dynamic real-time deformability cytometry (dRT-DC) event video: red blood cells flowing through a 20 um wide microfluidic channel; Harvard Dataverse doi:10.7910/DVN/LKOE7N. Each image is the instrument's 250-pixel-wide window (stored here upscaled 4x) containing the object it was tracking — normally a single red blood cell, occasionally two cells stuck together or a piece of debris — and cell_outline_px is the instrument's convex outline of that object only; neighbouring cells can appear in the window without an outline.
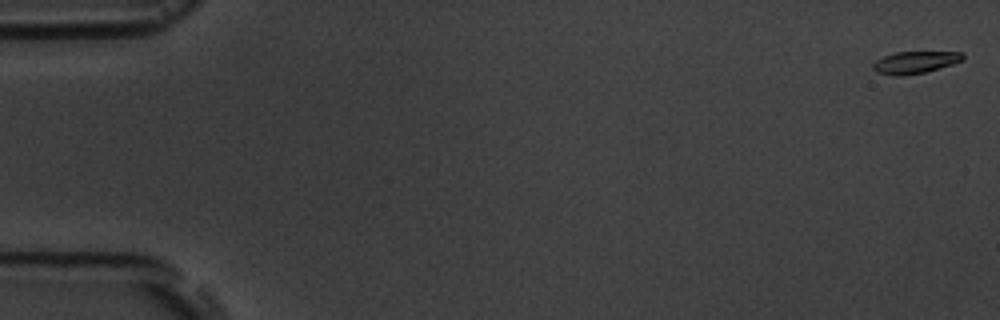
{"species": "common noctule bat (a hibernating species)", "species_latin": "Nyctalus noctula", "temperature_condition": "room temperature", "stored_images_in_passage": 8, "camera_frame_rate_fps": 3000, "um_per_image_px": 0.085, "animal": {"sex": "male", "body_mass_g": 19.5, "forearm_length_mm": 54.6}, "frame": {"image": 1, "passage_image": 1, "time_ms": 0.0, "image_size_px": [1000, 320], "cell_outline_px": [[964, 60], [952, 64], [924, 72], [904, 76], [892, 76], [876, 72], [872, 68], [872, 64], [876, 60], [884, 56], [896, 52], [964, 52]], "centroid_in_image_um": [77.76, 5.3], "position_along_channel_um": 7.2, "area_um2": 11.62}}
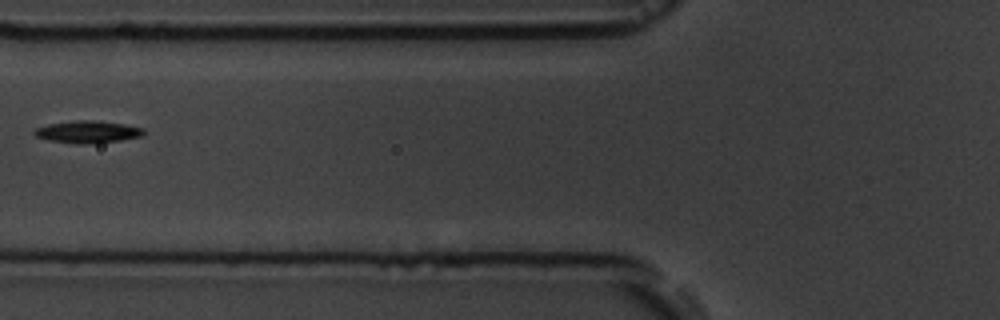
{"frame": {"image": 2, "passage_image": 7, "time_ms": 7.0, "image_size_px": [1000, 320], "cell_outline_px": [[144, 136], [120, 140], [76, 144], [48, 140], [36, 136], [32, 132], [36, 128], [48, 124], [76, 120], [92, 120], [124, 124], [144, 128]], "centroid_in_image_um": [7.44, 11.2], "position_along_channel_um": 118.4, "area_um2": 13.99}}
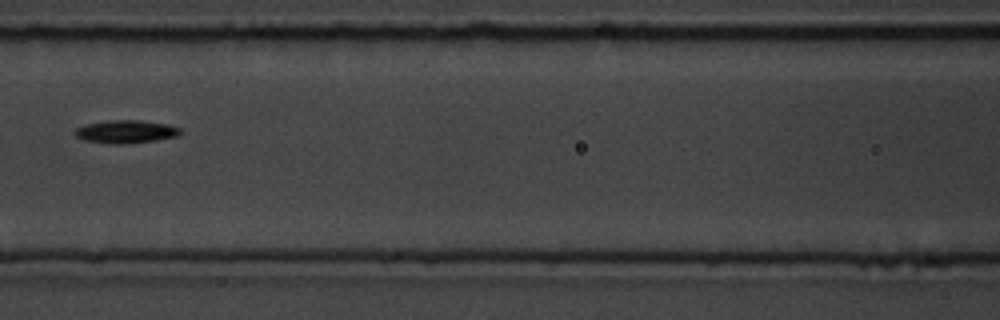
{"frame": {"image": 3, "passage_image": 8, "time_ms": 8.0, "image_size_px": [1000, 320], "cell_outline_px": [[180, 132], [176, 136], [156, 140], [124, 144], [108, 144], [84, 140], [76, 136], [76, 128], [88, 124], [108, 120], [140, 120], [168, 124], [180, 128]], "centroid_in_image_um": [10.7, 11.19], "position_along_channel_um": 155.9, "area_um2": 13.99}}